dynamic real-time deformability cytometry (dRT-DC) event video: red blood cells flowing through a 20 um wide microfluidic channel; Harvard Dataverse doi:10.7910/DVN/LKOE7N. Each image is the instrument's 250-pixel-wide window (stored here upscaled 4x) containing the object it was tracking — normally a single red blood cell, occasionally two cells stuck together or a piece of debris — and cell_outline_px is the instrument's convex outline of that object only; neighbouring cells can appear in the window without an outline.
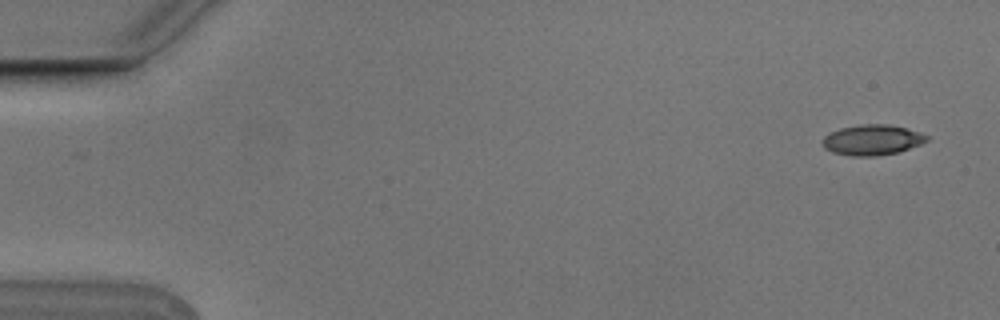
{"species": "Egyptian fruit bat (a non-hibernating species)", "species_latin": "Rousettus aegyptiacus", "temperature_condition": "cold", "stored_images_in_passage": 5, "segment_of_instrument_passage": [2, 2], "camera_frame_rate_fps": 3000, "um_per_image_px": 0.085, "animal": {"sex": "male"}, "frame": {"image": 1, "passage_image": 5, "time_ms": 1.333, "image_size_px": [1000, 320], "cell_outline_px": [[928, 140], [920, 144], [896, 152], [876, 156], [852, 156], [832, 152], [824, 148], [824, 136], [840, 128], [860, 124], [888, 124], [920, 132], [928, 136]], "centroid_in_image_um": [74.13, 11.89], "position_along_channel_um": 10.9, "area_um2": 18.21}}